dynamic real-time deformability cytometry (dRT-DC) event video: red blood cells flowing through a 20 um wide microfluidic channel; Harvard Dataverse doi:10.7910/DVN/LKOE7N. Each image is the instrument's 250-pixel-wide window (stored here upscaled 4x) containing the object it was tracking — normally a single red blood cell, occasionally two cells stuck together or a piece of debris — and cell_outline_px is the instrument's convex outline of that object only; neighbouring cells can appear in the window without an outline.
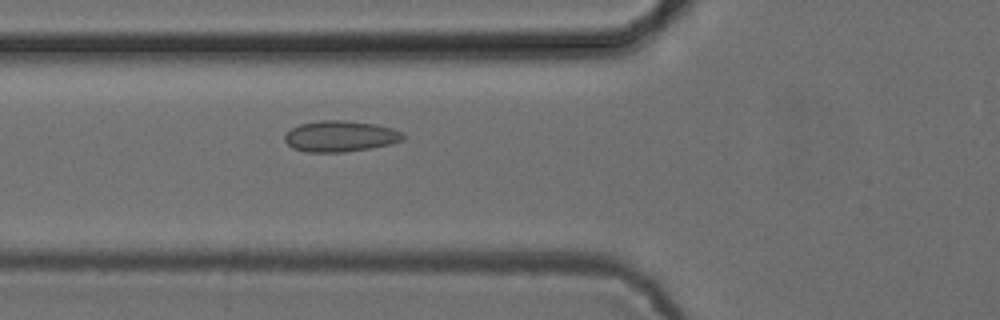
{"species": "common noctule bat (a hibernating species)", "species_latin": "Nyctalus noctula", "temperature_condition": "cold", "stored_images_in_passage": 38, "camera_frame_rate_fps": 3000, "um_per_image_px": 0.085, "animal": {"sex": "female", "body_mass_g": 24.6, "forearm_length_mm": 56.2}, "frame": {"image": 1, "passage_image": 5, "time_ms": 1.333, "image_size_px": [1000, 320], "cell_outline_px": [[404, 140], [372, 148], [344, 152], [304, 152], [292, 148], [284, 140], [284, 132], [300, 124], [320, 120], [344, 120], [376, 124], [392, 128], [400, 132], [404, 136]], "centroid_in_image_um": [28.88, 11.58], "position_along_channel_um": 96.9, "area_um2": 21.5}}
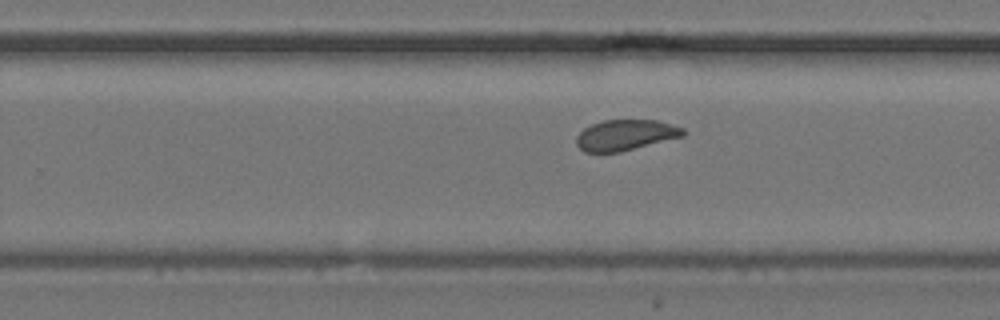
{"frame": {"image": 2, "passage_image": 19, "time_ms": 6.0, "image_size_px": [1000, 320], "cell_outline_px": [[688, 132], [684, 136], [620, 152], [584, 152], [576, 144], [576, 136], [584, 128], [592, 124], [604, 120], [656, 120], [684, 128]], "centroid_in_image_um": [53.18, 11.48], "position_along_channel_um": 276.6, "area_um2": 19.13}}
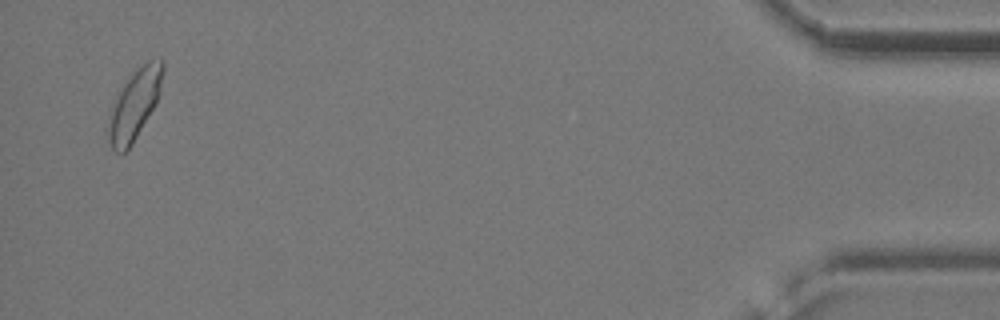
{"frame": {"image": 3, "passage_image": 37, "time_ms": 12.0, "image_size_px": [1000, 320], "cell_outline_px": [[164, 68], [160, 92], [156, 104], [132, 144], [124, 152], [116, 152], [112, 148], [108, 140], [104, 128], [108, 116], [116, 96], [132, 72], [136, 68], [148, 60], [160, 56], [164, 64]], "centroid_in_image_um": [11.42, 8.87], "position_along_channel_um": 423.8, "area_um2": 22.66}, "authors_computed_cell_mechanics": {"area_um2": 20.2589, "velocity_mm_per_s": 3.8483, "shape_relaxation_time_tau1_ms": null, "shape_relaxation_time_tau2_ms": 1.3369, "deformation_change_tau1": null, "deformation_change_tau2": 0.0579}}